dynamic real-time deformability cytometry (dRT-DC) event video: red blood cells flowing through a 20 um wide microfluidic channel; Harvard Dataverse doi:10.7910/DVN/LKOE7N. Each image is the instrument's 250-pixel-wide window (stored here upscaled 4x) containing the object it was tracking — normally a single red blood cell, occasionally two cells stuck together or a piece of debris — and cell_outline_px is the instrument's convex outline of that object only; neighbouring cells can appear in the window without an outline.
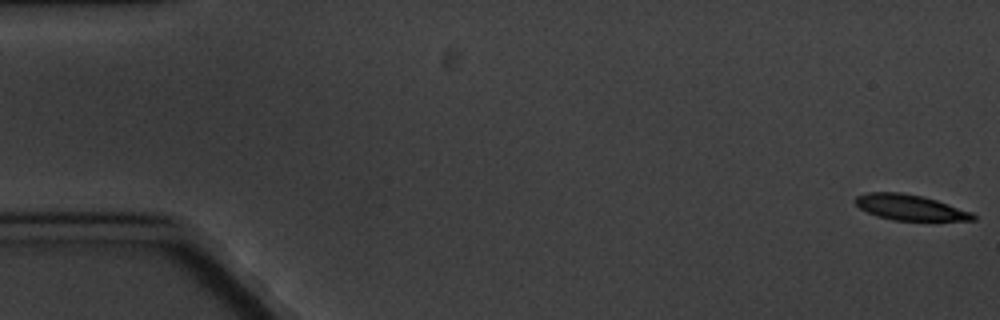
{"species": "common noctule bat (a hibernating species)", "species_latin": "Nyctalus noctula", "temperature_condition": "cold", "stored_images_in_passage": 9, "camera_frame_rate_fps": 3000, "um_per_image_px": 0.085, "animal": {"sex": "male", "body_mass_g": 20.1, "forearm_length_mm": 53.5}, "frame": {"image": 1, "passage_image": 1, "time_ms": 0.0, "image_size_px": [1000, 320], "cell_outline_px": [[976, 220], [892, 220], [876, 216], [860, 208], [852, 200], [856, 196], [868, 192], [900, 192], [920, 196], [936, 200], [972, 212], [976, 216]], "centroid_in_image_um": [77.31, 17.63], "position_along_channel_um": 7.7, "area_um2": 17.4}}